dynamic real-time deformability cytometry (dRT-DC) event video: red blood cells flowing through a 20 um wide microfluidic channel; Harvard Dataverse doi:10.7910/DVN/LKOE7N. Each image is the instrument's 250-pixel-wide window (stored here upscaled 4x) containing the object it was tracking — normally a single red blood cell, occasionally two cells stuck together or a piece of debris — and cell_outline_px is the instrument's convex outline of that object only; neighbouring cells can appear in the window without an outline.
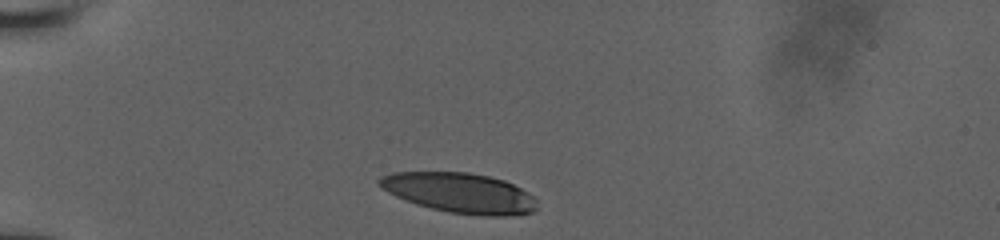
{"species": "human", "species_latin": "Homo sapiens", "temperature_condition": "room temperature", "stored_images_in_passage": 5, "camera_frame_rate_fps": 3000, "um_per_image_px": 0.085, "donor": {"sex": "male"}, "frame": {"image": 1, "passage_image": 1, "time_ms": 0.0, "image_size_px": [1000, 240], "cell_outline_px": [[536, 208], [532, 212], [504, 216], [480, 216], [448, 212], [416, 204], [404, 200], [380, 188], [376, 184], [376, 180], [380, 176], [392, 172], [468, 172], [488, 176], [504, 180], [528, 192], [536, 200]], "centroid_in_image_um": [39.02, 16.39], "position_along_channel_um": 46.0, "area_um2": 36.93}}
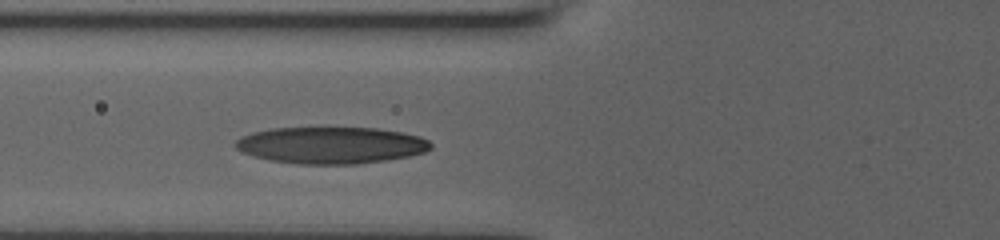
{"frame": {"image": 2, "passage_image": 5, "time_ms": 2.333, "image_size_px": [1000, 240], "cell_outline_px": [[432, 148], [424, 152], [408, 156], [388, 160], [356, 164], [296, 164], [268, 160], [240, 152], [232, 144], [240, 136], [252, 132], [272, 128], [376, 128], [400, 132], [420, 136], [428, 140], [432, 144]], "centroid_in_image_um": [28.09, 12.35], "position_along_channel_um": 97.7, "area_um2": 42.08}}